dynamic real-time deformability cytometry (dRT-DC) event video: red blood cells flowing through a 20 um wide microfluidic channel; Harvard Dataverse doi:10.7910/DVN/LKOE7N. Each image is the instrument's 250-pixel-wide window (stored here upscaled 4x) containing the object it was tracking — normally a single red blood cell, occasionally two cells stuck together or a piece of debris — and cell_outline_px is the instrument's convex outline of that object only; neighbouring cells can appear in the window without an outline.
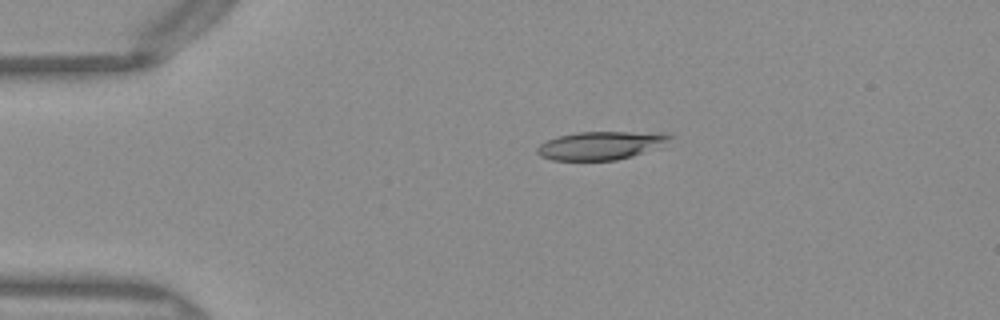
{"species": "Egyptian fruit bat (a non-hibernating species)", "species_latin": "Rousettus aegyptiacus", "temperature_condition": "warm", "stored_images_in_passage": 41, "camera_frame_rate_fps": 3000, "um_per_image_px": 0.085, "frame": {"image": 1, "passage_image": 1, "time_ms": 0.0, "image_size_px": [1000, 320], "cell_outline_px": [[676, 136], [660, 148], [632, 156], [616, 160], [552, 160], [540, 156], [536, 152], [536, 148], [540, 144], [548, 140], [560, 136], [576, 132], [668, 132]], "centroid_in_image_um": [51.17, 12.36], "position_along_channel_um": 33.8, "area_um2": 22.2}}
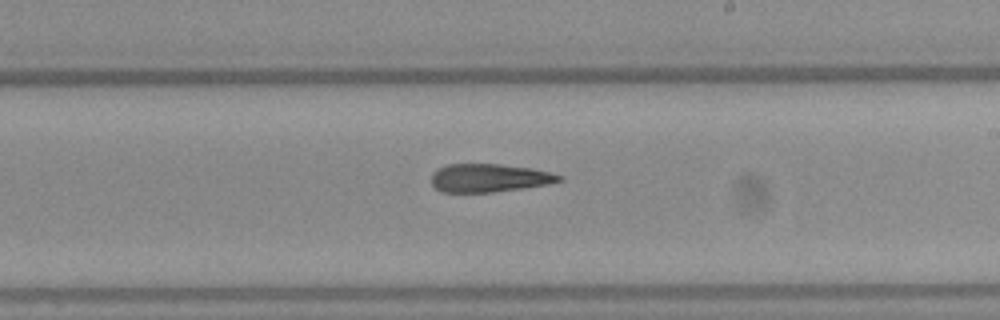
{"frame": {"image": 2, "passage_image": 20, "time_ms": 6.333, "image_size_px": [1000, 320], "cell_outline_px": [[564, 180], [548, 184], [492, 192], [440, 192], [432, 184], [432, 172], [436, 168], [448, 164], [500, 164], [532, 168], [552, 172], [564, 176]], "centroid_in_image_um": [41.59, 15.11], "position_along_channel_um": 247.4, "area_um2": 21.15}}
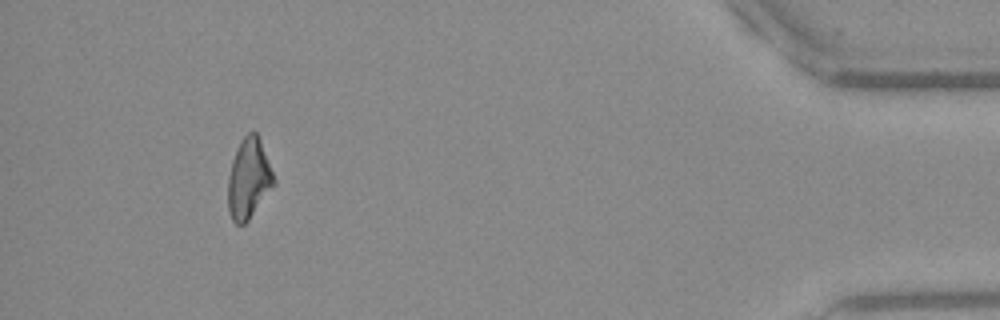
{"frame": {"image": 3, "passage_image": 37, "time_ms": 12.0, "image_size_px": [1000, 320], "cell_outline_px": [[276, 184], [248, 220], [244, 224], [236, 224], [232, 220], [228, 212], [228, 176], [232, 160], [240, 140], [248, 132], [256, 132], [260, 140], [276, 180]], "centroid_in_image_um": [21.14, 15.2], "position_along_channel_um": 414.1, "area_um2": 21.44}, "authors_computed_cell_mechanics": {"area_um2": 22.1952, "velocity_mm_per_s": 4.0634, "shape_relaxation_time_tau1_ms": null, "shape_relaxation_time_tau2_ms": 3.3987, "deformation_change_tau1": null, "deformation_change_tau2": 0.1581}}